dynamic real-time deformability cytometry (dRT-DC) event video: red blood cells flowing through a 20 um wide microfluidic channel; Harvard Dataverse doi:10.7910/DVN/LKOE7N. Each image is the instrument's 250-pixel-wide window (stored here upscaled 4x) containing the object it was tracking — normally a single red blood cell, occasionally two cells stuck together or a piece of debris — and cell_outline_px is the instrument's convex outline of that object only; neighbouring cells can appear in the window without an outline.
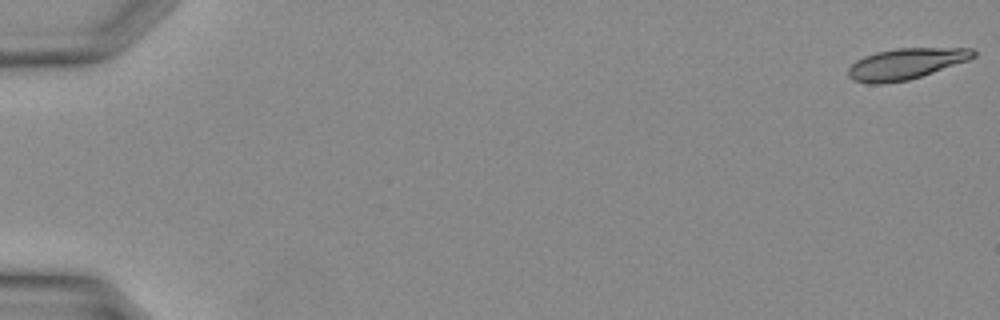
{"species": "Egyptian fruit bat (a non-hibernating species)", "species_latin": "Rousettus aegyptiacus", "temperature_condition": "warm", "stored_images_in_passage": 15, "camera_frame_rate_fps": 3000, "um_per_image_px": 0.085, "animal": {"sex": "female"}, "frame": {"image": 1, "passage_image": 1, "time_ms": 0.0, "image_size_px": [1000, 320], "cell_outline_px": [[976, 56], [968, 60], [908, 80], [884, 84], [872, 84], [852, 80], [848, 76], [848, 68], [856, 60], [864, 56], [876, 52], [896, 48], [972, 48], [976, 52]], "centroid_in_image_um": [76.96, 5.42], "position_along_channel_um": 8.0, "area_um2": 22.54}}
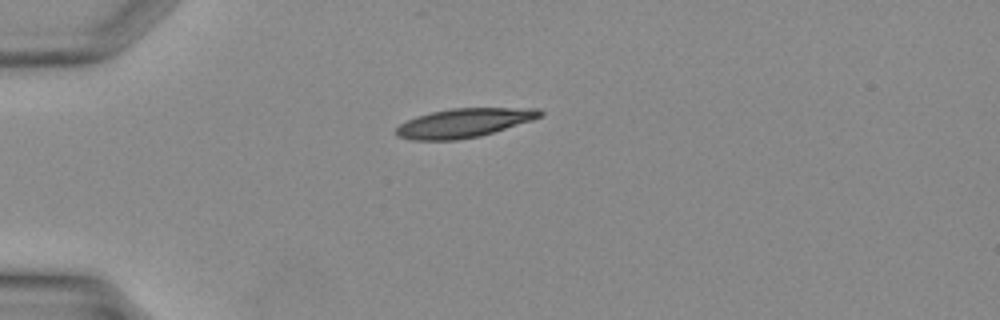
{"frame": {"image": 2, "passage_image": 11, "time_ms": 3.333, "image_size_px": [1000, 320], "cell_outline_px": [[544, 112], [540, 116], [532, 120], [480, 136], [456, 140], [412, 140], [396, 136], [396, 128], [400, 124], [416, 116], [432, 112], [452, 108], [540, 108]], "centroid_in_image_um": [39.42, 10.45], "position_along_channel_um": 45.6, "area_um2": 24.16}}